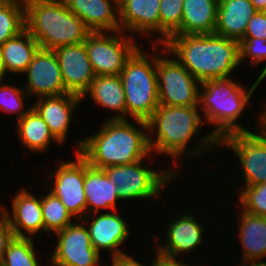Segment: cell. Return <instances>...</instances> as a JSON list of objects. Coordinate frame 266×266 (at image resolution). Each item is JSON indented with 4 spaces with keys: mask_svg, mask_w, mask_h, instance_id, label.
I'll return each instance as SVG.
<instances>
[{
    "mask_svg": "<svg viewBox=\"0 0 266 266\" xmlns=\"http://www.w3.org/2000/svg\"><path fill=\"white\" fill-rule=\"evenodd\" d=\"M162 47L164 53L175 55L200 84L212 79L228 78L241 65L239 41L215 33L172 35Z\"/></svg>",
    "mask_w": 266,
    "mask_h": 266,
    "instance_id": "obj_1",
    "label": "cell"
},
{
    "mask_svg": "<svg viewBox=\"0 0 266 266\" xmlns=\"http://www.w3.org/2000/svg\"><path fill=\"white\" fill-rule=\"evenodd\" d=\"M136 122L142 129H137L127 119H107L95 135L78 142L77 152L89 165L100 169L148 158L147 155L152 152L147 123L141 120Z\"/></svg>",
    "mask_w": 266,
    "mask_h": 266,
    "instance_id": "obj_2",
    "label": "cell"
},
{
    "mask_svg": "<svg viewBox=\"0 0 266 266\" xmlns=\"http://www.w3.org/2000/svg\"><path fill=\"white\" fill-rule=\"evenodd\" d=\"M261 81V79H257L248 92L230 77L202 82L203 91L199 92V105H202L200 108L204 112V120L214 124L215 128L202 138L199 142L201 144L199 149L196 147L189 152L198 155L202 151L206 152V149L216 146L222 138L229 134L249 132L238 123L237 119Z\"/></svg>",
    "mask_w": 266,
    "mask_h": 266,
    "instance_id": "obj_3",
    "label": "cell"
},
{
    "mask_svg": "<svg viewBox=\"0 0 266 266\" xmlns=\"http://www.w3.org/2000/svg\"><path fill=\"white\" fill-rule=\"evenodd\" d=\"M26 30L40 48L83 43L91 31L63 0H24Z\"/></svg>",
    "mask_w": 266,
    "mask_h": 266,
    "instance_id": "obj_4",
    "label": "cell"
},
{
    "mask_svg": "<svg viewBox=\"0 0 266 266\" xmlns=\"http://www.w3.org/2000/svg\"><path fill=\"white\" fill-rule=\"evenodd\" d=\"M198 112V106L159 104L146 121L149 134H157L156 140L148 136L151 151L170 155L176 165L175 159L186 152L189 140L204 121Z\"/></svg>",
    "mask_w": 266,
    "mask_h": 266,
    "instance_id": "obj_5",
    "label": "cell"
},
{
    "mask_svg": "<svg viewBox=\"0 0 266 266\" xmlns=\"http://www.w3.org/2000/svg\"><path fill=\"white\" fill-rule=\"evenodd\" d=\"M119 76L125 92L127 114L146 122L159 105L156 56L149 59L139 47L126 61Z\"/></svg>",
    "mask_w": 266,
    "mask_h": 266,
    "instance_id": "obj_6",
    "label": "cell"
},
{
    "mask_svg": "<svg viewBox=\"0 0 266 266\" xmlns=\"http://www.w3.org/2000/svg\"><path fill=\"white\" fill-rule=\"evenodd\" d=\"M143 159L125 165L104 168L109 180L118 187L117 196L120 200L157 198L163 189L177 173L175 171H154L147 169Z\"/></svg>",
    "mask_w": 266,
    "mask_h": 266,
    "instance_id": "obj_7",
    "label": "cell"
},
{
    "mask_svg": "<svg viewBox=\"0 0 266 266\" xmlns=\"http://www.w3.org/2000/svg\"><path fill=\"white\" fill-rule=\"evenodd\" d=\"M160 105L199 106L198 80L174 58L156 55Z\"/></svg>",
    "mask_w": 266,
    "mask_h": 266,
    "instance_id": "obj_8",
    "label": "cell"
},
{
    "mask_svg": "<svg viewBox=\"0 0 266 266\" xmlns=\"http://www.w3.org/2000/svg\"><path fill=\"white\" fill-rule=\"evenodd\" d=\"M114 33L91 32L84 41L96 76L120 75L126 61L140 47L130 36H123V31Z\"/></svg>",
    "mask_w": 266,
    "mask_h": 266,
    "instance_id": "obj_9",
    "label": "cell"
},
{
    "mask_svg": "<svg viewBox=\"0 0 266 266\" xmlns=\"http://www.w3.org/2000/svg\"><path fill=\"white\" fill-rule=\"evenodd\" d=\"M258 131L232 133L218 142L239 157L245 186L266 183V131L262 127Z\"/></svg>",
    "mask_w": 266,
    "mask_h": 266,
    "instance_id": "obj_10",
    "label": "cell"
},
{
    "mask_svg": "<svg viewBox=\"0 0 266 266\" xmlns=\"http://www.w3.org/2000/svg\"><path fill=\"white\" fill-rule=\"evenodd\" d=\"M55 235L58 242L51 255L50 264L54 266H99L100 255L92 246L88 229L79 219Z\"/></svg>",
    "mask_w": 266,
    "mask_h": 266,
    "instance_id": "obj_11",
    "label": "cell"
},
{
    "mask_svg": "<svg viewBox=\"0 0 266 266\" xmlns=\"http://www.w3.org/2000/svg\"><path fill=\"white\" fill-rule=\"evenodd\" d=\"M76 160L60 162L57 170H52L48 178L55 179L50 192L57 196L71 215L81 220L86 214L84 192L85 159L75 151Z\"/></svg>",
    "mask_w": 266,
    "mask_h": 266,
    "instance_id": "obj_12",
    "label": "cell"
},
{
    "mask_svg": "<svg viewBox=\"0 0 266 266\" xmlns=\"http://www.w3.org/2000/svg\"><path fill=\"white\" fill-rule=\"evenodd\" d=\"M26 73L28 84L26 87L22 86V89L26 91L27 97L32 94L43 97L68 93L54 50L39 48L24 72Z\"/></svg>",
    "mask_w": 266,
    "mask_h": 266,
    "instance_id": "obj_13",
    "label": "cell"
},
{
    "mask_svg": "<svg viewBox=\"0 0 266 266\" xmlns=\"http://www.w3.org/2000/svg\"><path fill=\"white\" fill-rule=\"evenodd\" d=\"M54 52L66 91L82 97L96 76L84 42L58 47Z\"/></svg>",
    "mask_w": 266,
    "mask_h": 266,
    "instance_id": "obj_14",
    "label": "cell"
},
{
    "mask_svg": "<svg viewBox=\"0 0 266 266\" xmlns=\"http://www.w3.org/2000/svg\"><path fill=\"white\" fill-rule=\"evenodd\" d=\"M90 214L92 215L91 217L87 215L81 219V222L92 221L88 232L95 250L99 254L101 250H110L112 252V259L124 254L118 247L131 235L127 222L114 212L103 214H97V212L92 214L91 212Z\"/></svg>",
    "mask_w": 266,
    "mask_h": 266,
    "instance_id": "obj_15",
    "label": "cell"
},
{
    "mask_svg": "<svg viewBox=\"0 0 266 266\" xmlns=\"http://www.w3.org/2000/svg\"><path fill=\"white\" fill-rule=\"evenodd\" d=\"M91 32L121 31L118 0H63ZM114 6V7H113Z\"/></svg>",
    "mask_w": 266,
    "mask_h": 266,
    "instance_id": "obj_16",
    "label": "cell"
},
{
    "mask_svg": "<svg viewBox=\"0 0 266 266\" xmlns=\"http://www.w3.org/2000/svg\"><path fill=\"white\" fill-rule=\"evenodd\" d=\"M0 210L5 214L15 237L30 238L44 230L41 197L33 196L26 189L13 197L12 215L5 208L0 207Z\"/></svg>",
    "mask_w": 266,
    "mask_h": 266,
    "instance_id": "obj_17",
    "label": "cell"
},
{
    "mask_svg": "<svg viewBox=\"0 0 266 266\" xmlns=\"http://www.w3.org/2000/svg\"><path fill=\"white\" fill-rule=\"evenodd\" d=\"M83 101L78 95L66 93L59 96L38 97L32 107L43 118L50 132L62 144L67 138L71 114Z\"/></svg>",
    "mask_w": 266,
    "mask_h": 266,
    "instance_id": "obj_18",
    "label": "cell"
},
{
    "mask_svg": "<svg viewBox=\"0 0 266 266\" xmlns=\"http://www.w3.org/2000/svg\"><path fill=\"white\" fill-rule=\"evenodd\" d=\"M178 219H173L167 226V245L156 246L158 253L176 258L181 252H191L200 246L205 227L201 226L194 218V215L188 213L182 214Z\"/></svg>",
    "mask_w": 266,
    "mask_h": 266,
    "instance_id": "obj_19",
    "label": "cell"
},
{
    "mask_svg": "<svg viewBox=\"0 0 266 266\" xmlns=\"http://www.w3.org/2000/svg\"><path fill=\"white\" fill-rule=\"evenodd\" d=\"M161 0H118L121 31L160 33Z\"/></svg>",
    "mask_w": 266,
    "mask_h": 266,
    "instance_id": "obj_20",
    "label": "cell"
},
{
    "mask_svg": "<svg viewBox=\"0 0 266 266\" xmlns=\"http://www.w3.org/2000/svg\"><path fill=\"white\" fill-rule=\"evenodd\" d=\"M84 192L86 196V213L100 212V209H111L116 212L118 187L109 180L105 171L100 168L93 167L85 160V179Z\"/></svg>",
    "mask_w": 266,
    "mask_h": 266,
    "instance_id": "obj_21",
    "label": "cell"
},
{
    "mask_svg": "<svg viewBox=\"0 0 266 266\" xmlns=\"http://www.w3.org/2000/svg\"><path fill=\"white\" fill-rule=\"evenodd\" d=\"M257 12L250 0H219L215 34L240 41Z\"/></svg>",
    "mask_w": 266,
    "mask_h": 266,
    "instance_id": "obj_22",
    "label": "cell"
},
{
    "mask_svg": "<svg viewBox=\"0 0 266 266\" xmlns=\"http://www.w3.org/2000/svg\"><path fill=\"white\" fill-rule=\"evenodd\" d=\"M219 0H183L181 28L174 35L214 34Z\"/></svg>",
    "mask_w": 266,
    "mask_h": 266,
    "instance_id": "obj_23",
    "label": "cell"
},
{
    "mask_svg": "<svg viewBox=\"0 0 266 266\" xmlns=\"http://www.w3.org/2000/svg\"><path fill=\"white\" fill-rule=\"evenodd\" d=\"M89 94L101 107L119 112L110 120H125L127 118L124 116L127 115L125 92L119 75L95 76L88 90L81 97L82 100Z\"/></svg>",
    "mask_w": 266,
    "mask_h": 266,
    "instance_id": "obj_24",
    "label": "cell"
},
{
    "mask_svg": "<svg viewBox=\"0 0 266 266\" xmlns=\"http://www.w3.org/2000/svg\"><path fill=\"white\" fill-rule=\"evenodd\" d=\"M242 213V214H241ZM239 218V239L244 260L261 261L266 257V217L242 209Z\"/></svg>",
    "mask_w": 266,
    "mask_h": 266,
    "instance_id": "obj_25",
    "label": "cell"
},
{
    "mask_svg": "<svg viewBox=\"0 0 266 266\" xmlns=\"http://www.w3.org/2000/svg\"><path fill=\"white\" fill-rule=\"evenodd\" d=\"M6 70L12 73H24L40 46L25 29L19 35L8 39L2 46Z\"/></svg>",
    "mask_w": 266,
    "mask_h": 266,
    "instance_id": "obj_26",
    "label": "cell"
},
{
    "mask_svg": "<svg viewBox=\"0 0 266 266\" xmlns=\"http://www.w3.org/2000/svg\"><path fill=\"white\" fill-rule=\"evenodd\" d=\"M17 122L18 137L21 143L31 151L39 152L46 150L53 140L57 141L58 144L60 143L50 132L43 118L32 106Z\"/></svg>",
    "mask_w": 266,
    "mask_h": 266,
    "instance_id": "obj_27",
    "label": "cell"
},
{
    "mask_svg": "<svg viewBox=\"0 0 266 266\" xmlns=\"http://www.w3.org/2000/svg\"><path fill=\"white\" fill-rule=\"evenodd\" d=\"M25 29L24 0H0V46Z\"/></svg>",
    "mask_w": 266,
    "mask_h": 266,
    "instance_id": "obj_28",
    "label": "cell"
},
{
    "mask_svg": "<svg viewBox=\"0 0 266 266\" xmlns=\"http://www.w3.org/2000/svg\"><path fill=\"white\" fill-rule=\"evenodd\" d=\"M44 232L56 233L71 224L73 216L61 200L50 191L41 197Z\"/></svg>",
    "mask_w": 266,
    "mask_h": 266,
    "instance_id": "obj_29",
    "label": "cell"
},
{
    "mask_svg": "<svg viewBox=\"0 0 266 266\" xmlns=\"http://www.w3.org/2000/svg\"><path fill=\"white\" fill-rule=\"evenodd\" d=\"M0 266H39L33 240L14 237L2 256Z\"/></svg>",
    "mask_w": 266,
    "mask_h": 266,
    "instance_id": "obj_30",
    "label": "cell"
},
{
    "mask_svg": "<svg viewBox=\"0 0 266 266\" xmlns=\"http://www.w3.org/2000/svg\"><path fill=\"white\" fill-rule=\"evenodd\" d=\"M183 0H161L159 6L160 38L156 44L163 45L180 28L183 13Z\"/></svg>",
    "mask_w": 266,
    "mask_h": 266,
    "instance_id": "obj_31",
    "label": "cell"
},
{
    "mask_svg": "<svg viewBox=\"0 0 266 266\" xmlns=\"http://www.w3.org/2000/svg\"><path fill=\"white\" fill-rule=\"evenodd\" d=\"M243 187L238 199L243 210L266 217V183Z\"/></svg>",
    "mask_w": 266,
    "mask_h": 266,
    "instance_id": "obj_32",
    "label": "cell"
},
{
    "mask_svg": "<svg viewBox=\"0 0 266 266\" xmlns=\"http://www.w3.org/2000/svg\"><path fill=\"white\" fill-rule=\"evenodd\" d=\"M247 57H251V65H257L266 60V39L261 38H243L239 41V59L243 62ZM266 77V65L263 68L258 79L263 80Z\"/></svg>",
    "mask_w": 266,
    "mask_h": 266,
    "instance_id": "obj_33",
    "label": "cell"
},
{
    "mask_svg": "<svg viewBox=\"0 0 266 266\" xmlns=\"http://www.w3.org/2000/svg\"><path fill=\"white\" fill-rule=\"evenodd\" d=\"M25 94L27 93L24 89L21 90L8 84L0 86V110L6 113H17V118H22L29 110L24 111V97L22 96H25Z\"/></svg>",
    "mask_w": 266,
    "mask_h": 266,
    "instance_id": "obj_34",
    "label": "cell"
},
{
    "mask_svg": "<svg viewBox=\"0 0 266 266\" xmlns=\"http://www.w3.org/2000/svg\"><path fill=\"white\" fill-rule=\"evenodd\" d=\"M244 38L266 39V15L262 11H257L248 21Z\"/></svg>",
    "mask_w": 266,
    "mask_h": 266,
    "instance_id": "obj_35",
    "label": "cell"
},
{
    "mask_svg": "<svg viewBox=\"0 0 266 266\" xmlns=\"http://www.w3.org/2000/svg\"><path fill=\"white\" fill-rule=\"evenodd\" d=\"M14 237V232L12 231L5 214L0 210V261L8 247V244Z\"/></svg>",
    "mask_w": 266,
    "mask_h": 266,
    "instance_id": "obj_36",
    "label": "cell"
},
{
    "mask_svg": "<svg viewBox=\"0 0 266 266\" xmlns=\"http://www.w3.org/2000/svg\"><path fill=\"white\" fill-rule=\"evenodd\" d=\"M112 266H145V265L142 264L141 262H138L130 255L124 253L112 259ZM151 266H154V260L152 261Z\"/></svg>",
    "mask_w": 266,
    "mask_h": 266,
    "instance_id": "obj_37",
    "label": "cell"
},
{
    "mask_svg": "<svg viewBox=\"0 0 266 266\" xmlns=\"http://www.w3.org/2000/svg\"><path fill=\"white\" fill-rule=\"evenodd\" d=\"M156 254H157V258L154 259V266H191V265L182 263L180 260L178 262L176 258L164 256L158 252H156Z\"/></svg>",
    "mask_w": 266,
    "mask_h": 266,
    "instance_id": "obj_38",
    "label": "cell"
},
{
    "mask_svg": "<svg viewBox=\"0 0 266 266\" xmlns=\"http://www.w3.org/2000/svg\"><path fill=\"white\" fill-rule=\"evenodd\" d=\"M6 73H7V70H6V65L4 62L3 50H2V47L0 46V81L4 79Z\"/></svg>",
    "mask_w": 266,
    "mask_h": 266,
    "instance_id": "obj_39",
    "label": "cell"
},
{
    "mask_svg": "<svg viewBox=\"0 0 266 266\" xmlns=\"http://www.w3.org/2000/svg\"><path fill=\"white\" fill-rule=\"evenodd\" d=\"M257 11H262L266 6V0H250Z\"/></svg>",
    "mask_w": 266,
    "mask_h": 266,
    "instance_id": "obj_40",
    "label": "cell"
},
{
    "mask_svg": "<svg viewBox=\"0 0 266 266\" xmlns=\"http://www.w3.org/2000/svg\"><path fill=\"white\" fill-rule=\"evenodd\" d=\"M242 263L244 264L242 266H266V261H254V260H250V261L248 260L247 261V260H245V262H242Z\"/></svg>",
    "mask_w": 266,
    "mask_h": 266,
    "instance_id": "obj_41",
    "label": "cell"
},
{
    "mask_svg": "<svg viewBox=\"0 0 266 266\" xmlns=\"http://www.w3.org/2000/svg\"><path fill=\"white\" fill-rule=\"evenodd\" d=\"M263 109H265V111L262 113L261 112V116L259 117L260 118V120H259V124H261L259 127H261L262 126V128L266 131V108H263Z\"/></svg>",
    "mask_w": 266,
    "mask_h": 266,
    "instance_id": "obj_42",
    "label": "cell"
},
{
    "mask_svg": "<svg viewBox=\"0 0 266 266\" xmlns=\"http://www.w3.org/2000/svg\"><path fill=\"white\" fill-rule=\"evenodd\" d=\"M262 12L266 15V6H265V8L262 10Z\"/></svg>",
    "mask_w": 266,
    "mask_h": 266,
    "instance_id": "obj_43",
    "label": "cell"
}]
</instances>
